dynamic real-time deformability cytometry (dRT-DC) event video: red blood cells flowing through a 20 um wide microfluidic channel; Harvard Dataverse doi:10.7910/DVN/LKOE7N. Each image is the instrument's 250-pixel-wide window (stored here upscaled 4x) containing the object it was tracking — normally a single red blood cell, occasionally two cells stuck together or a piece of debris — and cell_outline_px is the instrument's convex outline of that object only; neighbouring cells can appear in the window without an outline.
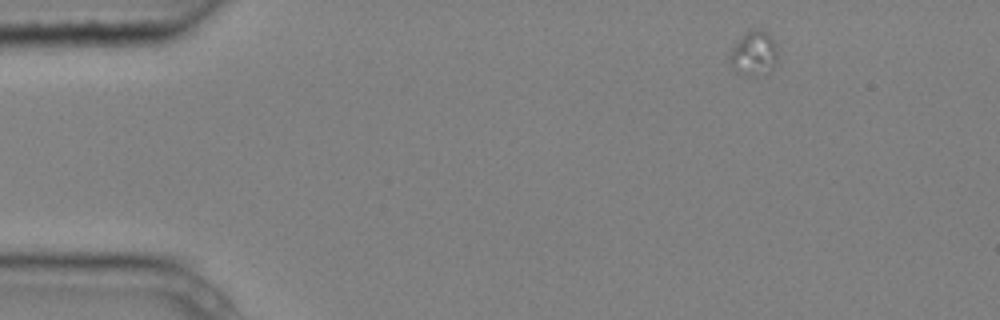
{"species": "common noctule bat (a hibernating species)", "species_latin": "Nyctalus noctula", "temperature_condition": "cold", "stored_images_in_passage": 4, "camera_frame_rate_fps": 3000, "um_per_image_px": 0.085, "animal": {"sex": "male", "body_mass_g": 20.4}, "frame": {"image": 1, "passage_image": 1, "time_ms": 0.0, "image_size_px": [1000, 320], "cell_outline_px": [[776, 60], [772, 68], [768, 72], [756, 76], [748, 76], [736, 72], [732, 68], [728, 56], [732, 48], [752, 28], [760, 28], [768, 32], [776, 44]], "centroid_in_image_um": [64.07, 4.55], "position_along_channel_um": 20.9, "area_um2": 12.37}}